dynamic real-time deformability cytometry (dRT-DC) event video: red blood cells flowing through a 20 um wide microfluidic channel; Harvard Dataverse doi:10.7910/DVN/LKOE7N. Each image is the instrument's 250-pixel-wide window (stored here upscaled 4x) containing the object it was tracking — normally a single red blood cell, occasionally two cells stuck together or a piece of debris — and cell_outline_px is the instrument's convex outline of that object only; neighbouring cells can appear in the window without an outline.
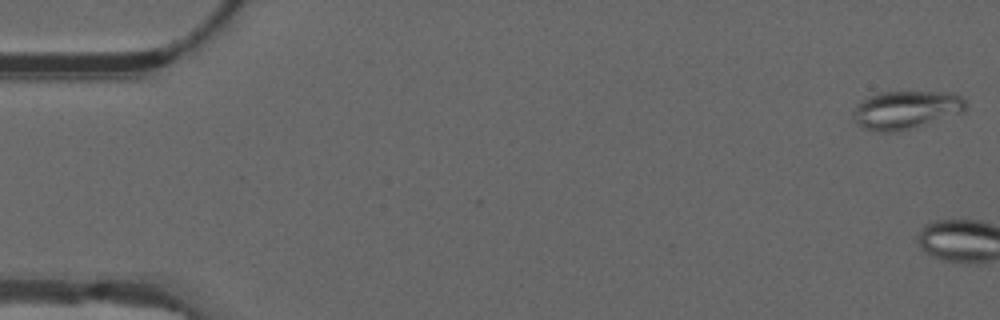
{"species": "common noctule bat (a hibernating species)", "species_latin": "Nyctalus noctula", "temperature_condition": "warm", "stored_images_in_passage": 4, "camera_frame_rate_fps": 3000, "um_per_image_px": 0.085, "animal": {"sex": "male", "forearm_length_mm": 52.5}, "frame": {"image": 1, "passage_image": 1, "time_ms": 0.0, "image_size_px": [1000, 320], "cell_outline_px": [[968, 108], [964, 112], [900, 132], [876, 132], [864, 128], [856, 124], [852, 120], [852, 112], [856, 104], [868, 96], [880, 92], [956, 92], [968, 104]], "centroid_in_image_um": [76.99, 9.34], "position_along_channel_um": 8.0, "area_um2": 25.61}}